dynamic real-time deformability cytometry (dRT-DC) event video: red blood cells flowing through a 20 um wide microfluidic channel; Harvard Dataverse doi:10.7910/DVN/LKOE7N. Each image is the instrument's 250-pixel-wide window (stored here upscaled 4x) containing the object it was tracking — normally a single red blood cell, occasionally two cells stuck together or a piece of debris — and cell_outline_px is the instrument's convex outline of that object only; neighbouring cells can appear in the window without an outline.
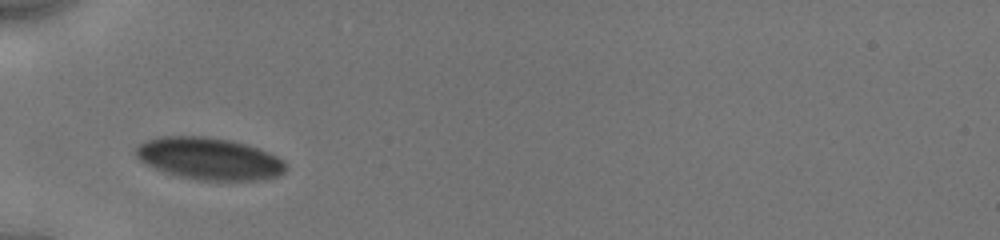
{"species": "human", "species_latin": "Homo sapiens", "temperature_condition": "cold", "stored_images_in_passage": 19, "camera_frame_rate_fps": 3000, "um_per_image_px": 0.085, "donor": {"sex": "male"}, "frame": {"image": 1, "passage_image": 1, "time_ms": 0.0, "image_size_px": [1000, 240], "cell_outline_px": [[288, 168], [280, 176], [260, 180], [200, 180], [176, 176], [164, 172], [144, 164], [136, 156], [136, 148], [140, 144], [156, 136], [204, 136], [228, 140], [260, 148], [284, 160], [288, 164]], "centroid_in_image_um": [17.8, 13.49], "position_along_channel_um": 67.2, "area_um2": 36.99}}
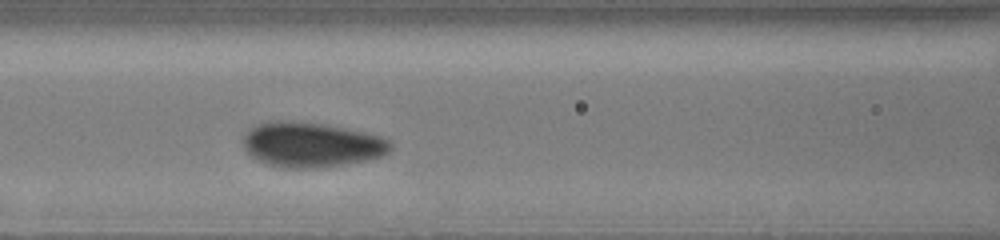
{"frame": {"image": 2, "passage_image": 11, "time_ms": 2.0, "image_size_px": [1000, 240], "cell_outline_px": [[392, 148], [388, 152], [380, 156], [364, 160], [344, 164], [320, 168], [284, 168], [264, 164], [252, 156], [244, 148], [244, 132], [248, 128], [256, 124], [268, 120], [280, 120], [320, 124], [344, 128], [364, 132], [380, 136], [388, 140], [392, 144]], "centroid_in_image_um": [26.41, 12.3], "position_along_channel_um": 140.2, "area_um2": 38.55}}
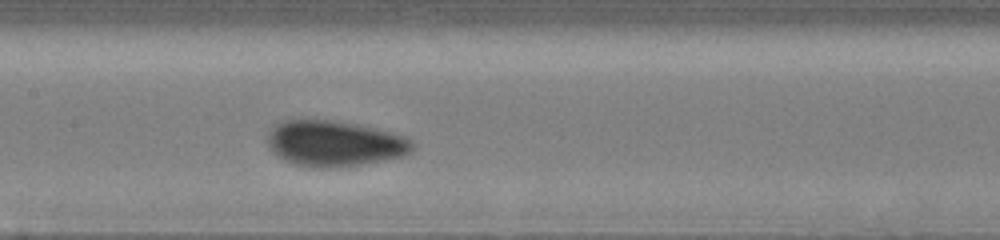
{"frame": {"image": 3, "passage_image": 16, "time_ms": 3.0, "image_size_px": [1000, 240], "cell_outline_px": [[412, 148], [408, 156], [364, 164], [340, 168], [316, 168], [296, 164], [284, 160], [276, 156], [268, 148], [268, 132], [276, 124], [284, 120], [332, 120], [372, 128], [388, 132], [400, 136], [408, 140], [412, 144]], "centroid_in_image_um": [28.38, 12.23], "position_along_channel_um": 179.0, "area_um2": 38.49}}